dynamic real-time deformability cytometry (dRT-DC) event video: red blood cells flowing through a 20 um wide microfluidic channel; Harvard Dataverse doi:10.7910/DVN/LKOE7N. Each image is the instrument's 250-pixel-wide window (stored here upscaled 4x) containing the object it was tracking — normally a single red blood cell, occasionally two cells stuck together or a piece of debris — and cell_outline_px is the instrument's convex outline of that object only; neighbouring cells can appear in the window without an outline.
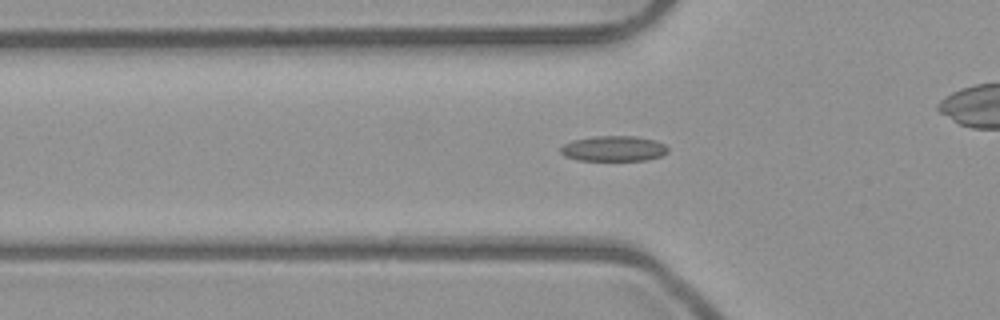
{"species": "common noctule bat (a hibernating species)", "species_latin": "Nyctalus noctula", "temperature_condition": "room temperature", "stored_images_in_passage": 51, "camera_frame_rate_fps": 3000, "um_per_image_px": 0.085, "animal": {"sex": "male", "body_mass_g": 23.1, "forearm_length_mm": 52.7}, "frame": {"image": 1, "passage_image": 16, "time_ms": 5.0, "image_size_px": [1000, 320], "cell_outline_px": [[668, 152], [660, 156], [644, 160], [576, 160], [564, 156], [560, 152], [560, 148], [564, 144], [572, 140], [596, 136], [632, 136], [652, 140], [664, 144], [668, 148]], "centroid_in_image_um": [52.11, 12.63], "position_along_channel_um": 73.7, "area_um2": 15.72}}
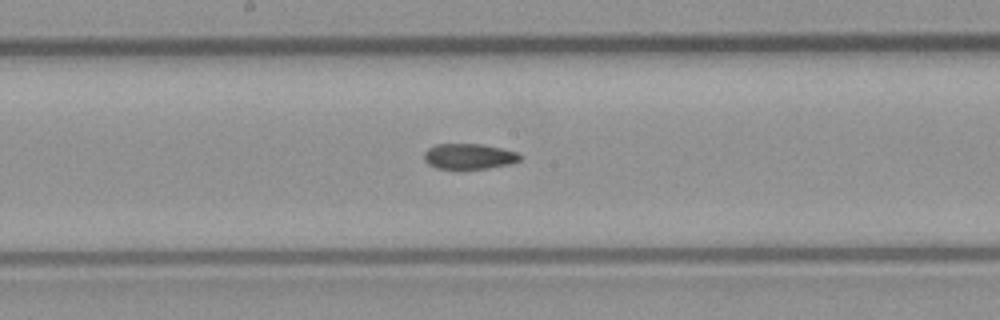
{"frame": {"image": 2, "passage_image": 26, "time_ms": 8.333, "image_size_px": [1000, 320], "cell_outline_px": [[520, 160], [508, 164], [488, 168], [456, 172], [436, 168], [428, 164], [424, 160], [424, 152], [428, 148], [436, 144], [480, 144], [500, 148], [516, 152], [520, 156]], "centroid_in_image_um": [39.78, 13.34], "position_along_channel_um": 208.4, "area_um2": 14.74}}
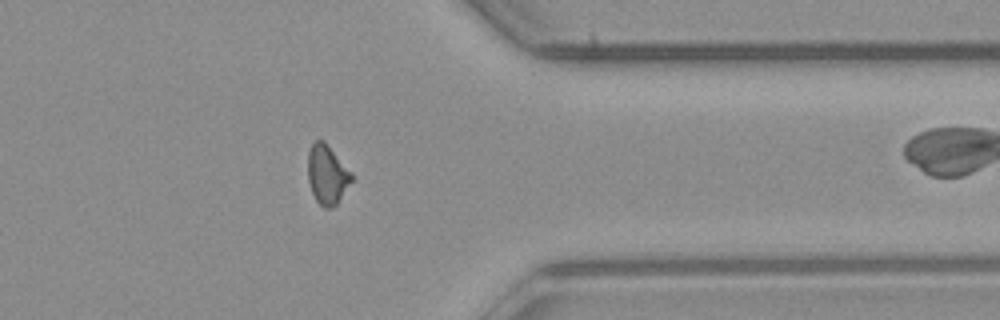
{"frame": {"image": 3, "passage_image": 40, "time_ms": 13.0, "image_size_px": [1000, 320], "cell_outline_px": [[352, 180], [336, 204], [332, 208], [324, 208], [316, 200], [312, 192], [308, 180], [308, 152], [312, 144], [316, 140], [324, 140], [352, 172]], "centroid_in_image_um": [27.8, 14.82], "position_along_channel_um": 383.6, "area_um2": 14.97}, "authors_computed_cell_mechanics": {"area_um2": 14.9124, "velocity_mm_per_s": 3.9973, "shape_relaxation_time_tau1_ms": null, "shape_relaxation_time_tau2_ms": 3.6758, "deformation_change_tau1": null, "deformation_change_tau2": 0.0777}}